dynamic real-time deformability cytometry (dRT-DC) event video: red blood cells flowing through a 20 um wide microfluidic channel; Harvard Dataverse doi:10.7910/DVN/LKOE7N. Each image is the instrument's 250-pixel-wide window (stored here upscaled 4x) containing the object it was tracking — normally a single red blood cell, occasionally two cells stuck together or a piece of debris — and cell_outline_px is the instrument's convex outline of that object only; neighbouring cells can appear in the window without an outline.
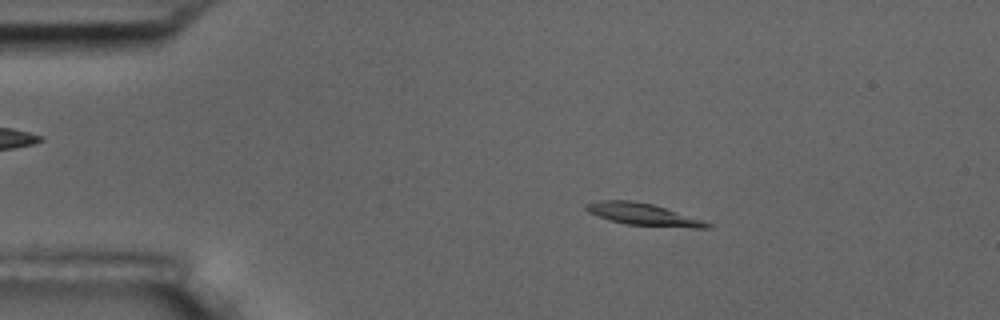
{"species": "common noctule bat (a hibernating species)", "species_latin": "Nyctalus noctula", "temperature_condition": "room temperature", "stored_images_in_passage": 8, "camera_frame_rate_fps": 3000, "um_per_image_px": 0.085, "animal": {"sex": "male", "body_mass_g": 17.5, "forearm_length_mm": 52.3}, "frame": {"image": 1, "passage_image": 1, "time_ms": 0.0, "image_size_px": [1000, 320], "cell_outline_px": [[712, 228], [692, 228], [628, 224], [608, 220], [588, 212], [584, 208], [584, 204], [600, 200], [632, 200], [652, 204], [704, 220], [712, 224]], "centroid_in_image_um": [54.66, 18.22], "position_along_channel_um": 30.3, "area_um2": 15.55}}
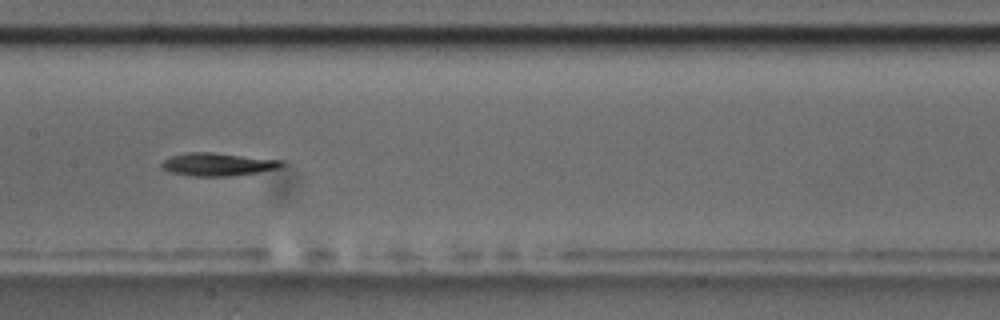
{"frame": {"image": 2, "passage_image": 6, "time_ms": 6.0, "image_size_px": [1000, 320], "cell_outline_px": [[284, 164], [280, 168], [256, 172], [228, 176], [192, 176], [172, 172], [164, 168], [160, 164], [164, 160], [172, 156], [188, 152], [212, 152], [284, 160]], "centroid_in_image_um": [18.55, 13.96], "position_along_channel_um": 188.9, "area_um2": 15.9}}
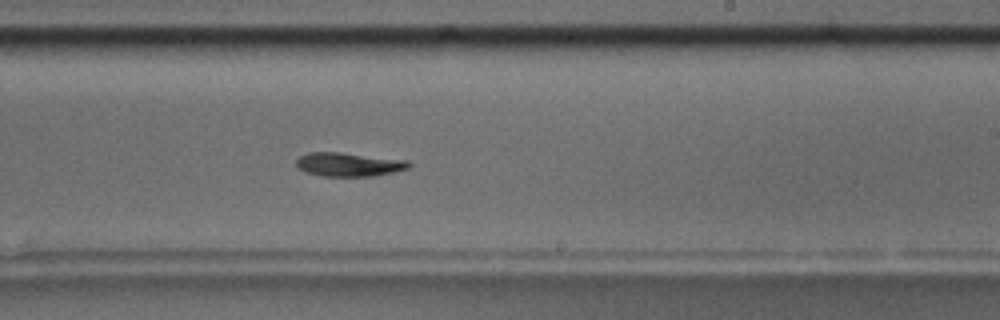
{"frame": {"image": 3, "passage_image": 8, "time_ms": 8.0, "image_size_px": [1000, 320], "cell_outline_px": [[412, 164], [408, 168], [376, 176], [324, 176], [304, 172], [296, 164], [296, 160], [300, 156], [308, 152], [340, 152], [408, 160]], "centroid_in_image_um": [29.65, 13.97], "position_along_channel_um": 259.3, "area_um2": 15.61}}